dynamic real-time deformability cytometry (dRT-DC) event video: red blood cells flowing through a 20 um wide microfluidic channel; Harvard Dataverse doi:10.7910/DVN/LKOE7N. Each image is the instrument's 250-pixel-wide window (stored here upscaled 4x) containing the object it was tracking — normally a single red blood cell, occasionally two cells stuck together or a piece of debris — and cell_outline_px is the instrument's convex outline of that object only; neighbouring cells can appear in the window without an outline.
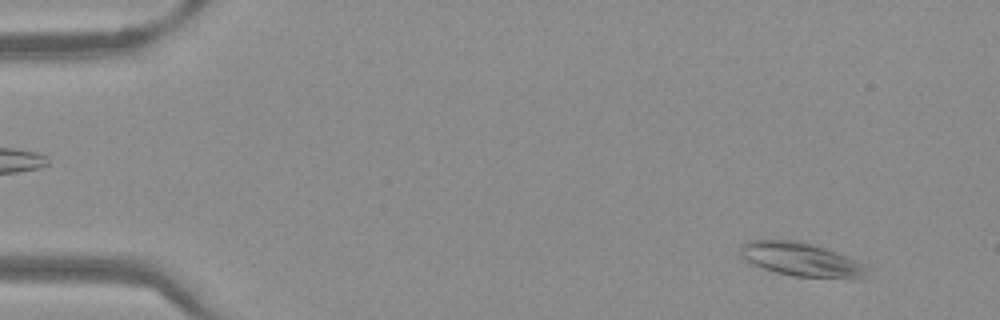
{"species": "Egyptian fruit bat (a non-hibernating species)", "species_latin": "Rousettus aegyptiacus", "temperature_condition": "warm", "stored_images_in_passage": 46, "camera_frame_rate_fps": 3000, "um_per_image_px": 0.085, "frame": {"image": 1, "passage_image": 4, "time_ms": 1.0, "image_size_px": [1000, 320], "cell_outline_px": [[872, 268], [864, 280], [856, 280], [796, 276], [776, 272], [752, 264], [744, 260], [740, 256], [740, 244], [748, 240], [800, 240], [836, 252], [868, 264]], "centroid_in_image_um": [68.22, 22.08], "position_along_channel_um": 16.8, "area_um2": 25.72}}
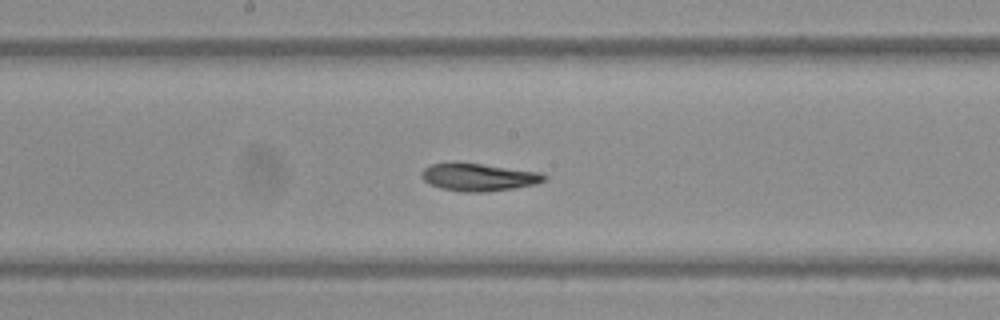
{"frame": {"image": 2, "passage_image": 27, "time_ms": 8.667, "image_size_px": [1000, 320], "cell_outline_px": [[548, 180], [536, 184], [512, 188], [484, 192], [464, 192], [440, 188], [428, 184], [420, 176], [420, 172], [424, 168], [432, 164], [452, 160], [456, 160], [544, 172], [548, 176]], "centroid_in_image_um": [40.68, 15.02], "position_along_channel_um": 207.5, "area_um2": 20.58}}
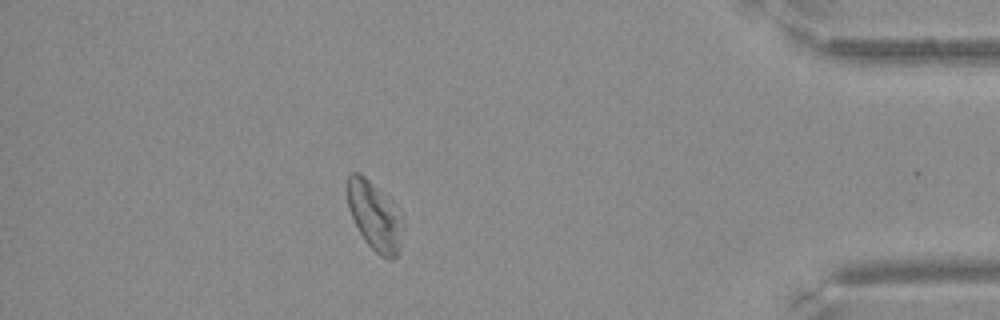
{"frame": {"image": 3, "passage_image": 45, "time_ms": 14.667, "image_size_px": [1000, 320], "cell_outline_px": [[404, 224], [400, 248], [396, 256], [392, 260], [388, 260], [380, 256], [364, 240], [348, 208], [348, 176], [352, 172], [360, 172], [392, 200]], "centroid_in_image_um": [31.87, 18.37], "position_along_channel_um": 403.3, "area_um2": 22.2}}